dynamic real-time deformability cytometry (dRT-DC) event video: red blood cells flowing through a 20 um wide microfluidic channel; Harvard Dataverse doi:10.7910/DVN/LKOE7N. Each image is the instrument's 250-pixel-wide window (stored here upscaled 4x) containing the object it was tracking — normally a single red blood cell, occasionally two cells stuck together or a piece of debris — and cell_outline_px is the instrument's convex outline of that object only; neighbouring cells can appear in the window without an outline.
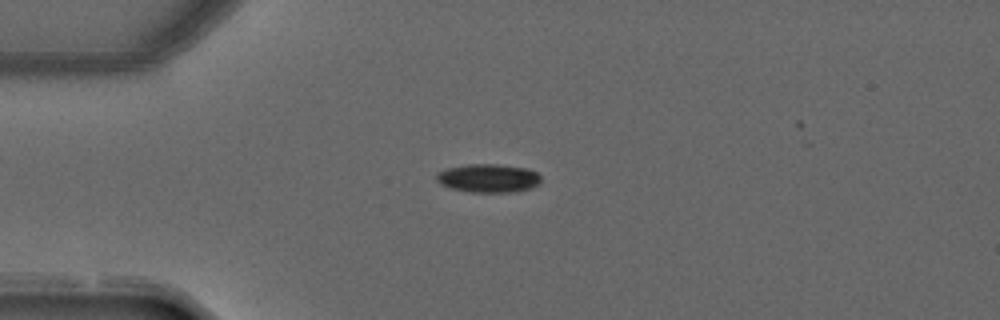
{"species": "common noctule bat (a hibernating species)", "species_latin": "Nyctalus noctula", "temperature_condition": "warm", "stored_images_in_passage": 2, "camera_frame_rate_fps": 3000, "um_per_image_px": 0.085, "animal": {"sex": "male", "forearm_length_mm": 52.5}, "frame": {"image": 1, "passage_image": 1, "time_ms": 0.0, "image_size_px": [1000, 320], "cell_outline_px": [[540, 184], [532, 188], [520, 192], [472, 192], [452, 188], [440, 184], [436, 180], [436, 172], [448, 168], [468, 164], [496, 164], [528, 168], [536, 172], [540, 176]], "centroid_in_image_um": [41.54, 15.15], "position_along_channel_um": 43.5, "area_um2": 17.51}}